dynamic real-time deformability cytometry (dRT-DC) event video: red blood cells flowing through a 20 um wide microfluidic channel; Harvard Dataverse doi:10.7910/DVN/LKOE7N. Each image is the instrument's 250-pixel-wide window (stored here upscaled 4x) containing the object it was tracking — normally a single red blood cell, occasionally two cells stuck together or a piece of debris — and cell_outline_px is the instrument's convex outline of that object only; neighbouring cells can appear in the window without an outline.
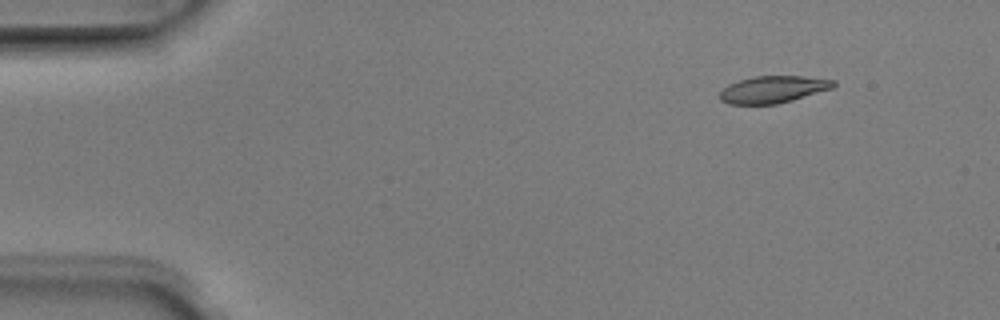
{"species": "Egyptian fruit bat (a non-hibernating species)", "species_latin": "Rousettus aegyptiacus", "temperature_condition": "room temperature", "stored_images_in_passage": 6, "camera_frame_rate_fps": 3000, "um_per_image_px": 0.085, "animal": {"sex": "male"}, "frame": {"image": 1, "passage_image": 2, "time_ms": 0.333, "image_size_px": [1000, 320], "cell_outline_px": [[836, 84], [832, 88], [792, 100], [776, 104], [728, 104], [720, 100], [720, 92], [728, 84], [740, 80], [756, 76], [804, 76], [836, 80]], "centroid_in_image_um": [65.71, 7.6], "position_along_channel_um": 19.3, "area_um2": 17.8}}
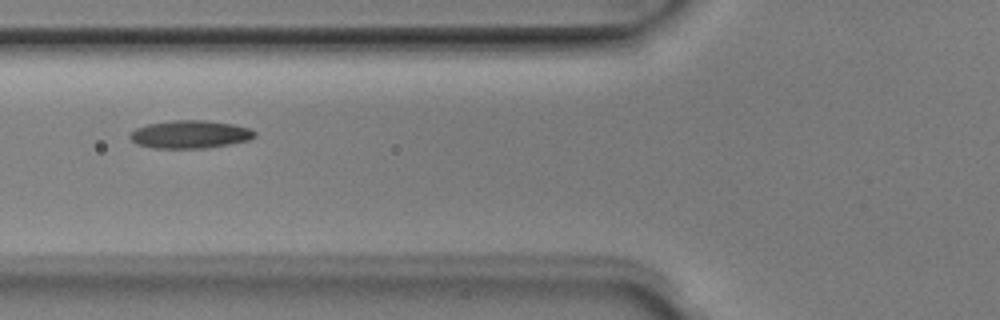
{"frame": {"image": 2, "passage_image": 6, "time_ms": 1.667, "image_size_px": [1000, 320], "cell_outline_px": [[256, 136], [248, 140], [228, 144], [204, 148], [152, 148], [136, 144], [128, 136], [128, 132], [136, 128], [148, 124], [172, 120], [204, 120], [232, 124], [252, 128], [256, 132]], "centroid_in_image_um": [16.13, 11.41], "position_along_channel_um": 109.7, "area_um2": 20.4}}